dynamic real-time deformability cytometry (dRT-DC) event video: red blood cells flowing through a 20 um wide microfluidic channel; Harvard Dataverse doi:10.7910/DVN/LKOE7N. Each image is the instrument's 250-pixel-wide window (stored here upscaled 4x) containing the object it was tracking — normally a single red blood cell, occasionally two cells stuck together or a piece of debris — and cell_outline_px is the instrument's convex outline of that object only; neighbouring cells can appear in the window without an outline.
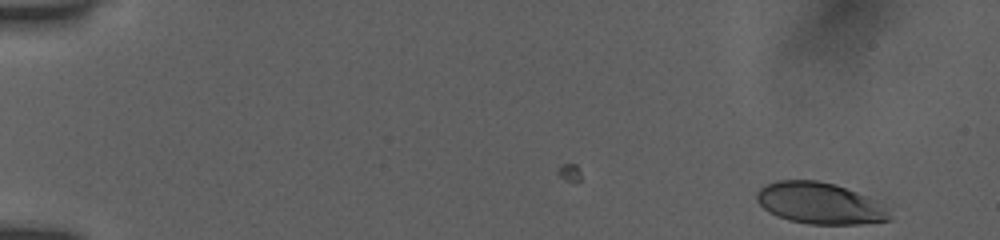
{"species": "human", "species_latin": "Homo sapiens", "temperature_condition": "room temperature", "stored_images_in_passage": 51, "camera_frame_rate_fps": 3000, "um_per_image_px": 0.085, "donor": {"sex": "female"}, "frame": {"image": 1, "passage_image": 1, "time_ms": 0.0, "image_size_px": [1000, 240], "cell_outline_px": [[892, 220], [860, 224], [808, 224], [788, 220], [776, 216], [768, 212], [756, 200], [756, 192], [760, 188], [776, 180], [816, 180], [836, 184], [856, 192], [872, 200], [884, 208], [888, 212]], "centroid_in_image_um": [69.61, 17.28], "position_along_channel_um": 15.4, "area_um2": 31.79}}
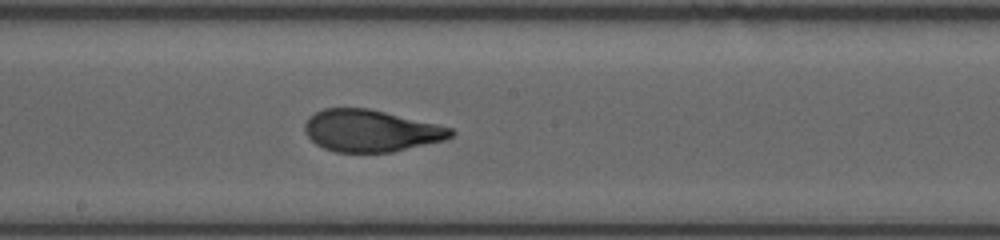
{"frame": {"image": 2, "passage_image": 28, "time_ms": 9.0, "image_size_px": [1000, 240], "cell_outline_px": [[456, 132], [452, 136], [444, 140], [392, 152], [336, 152], [324, 148], [316, 144], [304, 132], [304, 124], [308, 116], [324, 108], [368, 108], [436, 124], [452, 128]], "centroid_in_image_um": [31.49, 11.11], "position_along_channel_um": 216.7, "area_um2": 35.55}}
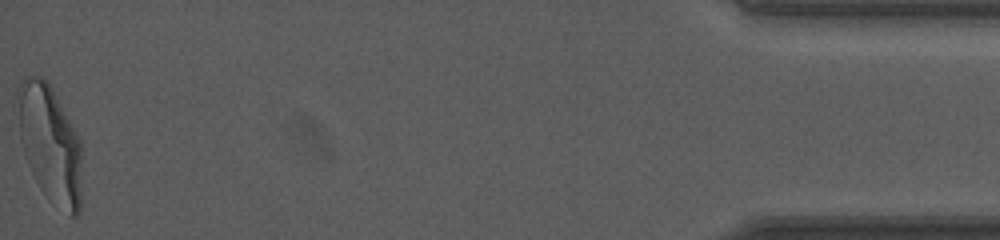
{"frame": {"image": 3, "passage_image": 51, "time_ms": 16.667, "image_size_px": [1000, 240], "cell_outline_px": [[80, 212], [76, 216], [72, 216], [48, 200], [40, 188], [28, 164], [20, 140], [20, 80], [24, 76], [40, 76], [48, 80], [80, 140]], "centroid_in_image_um": [4.27, 12.24], "position_along_channel_um": 430.9, "area_um2": 42.77}, "authors_computed_cell_mechanics": {"area_um2": 35.836, "velocity_mm_per_s": 3.9142, "shape_relaxation_time_tau1_ms": 4.7744, "shape_relaxation_time_tau2_ms": 0.7444, "deformation_change_tau1": 0.2019, "deformation_change_tau2": 0.0657}}